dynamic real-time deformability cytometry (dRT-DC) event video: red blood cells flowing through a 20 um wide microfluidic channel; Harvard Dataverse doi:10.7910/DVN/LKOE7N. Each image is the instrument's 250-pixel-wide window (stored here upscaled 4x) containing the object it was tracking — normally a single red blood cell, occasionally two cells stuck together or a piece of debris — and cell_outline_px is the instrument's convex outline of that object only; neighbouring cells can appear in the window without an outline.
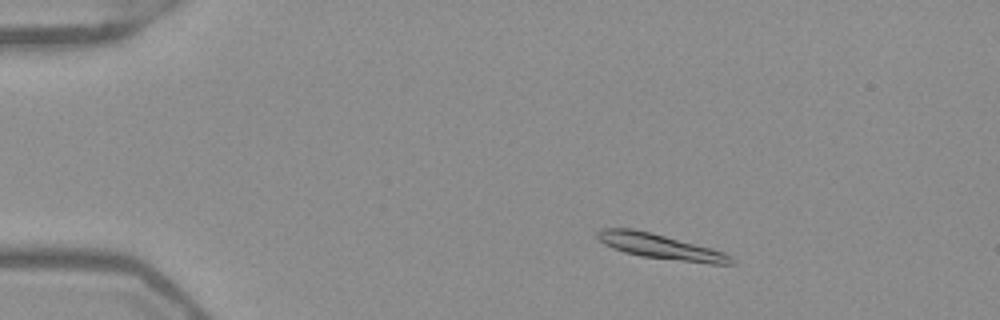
{"species": "Egyptian fruit bat (a non-hibernating species)", "species_latin": "Rousettus aegyptiacus", "temperature_condition": "warm", "stored_images_in_passage": 51, "camera_frame_rate_fps": 3000, "um_per_image_px": 0.085, "frame": {"image": 1, "passage_image": 8, "time_ms": 2.333, "image_size_px": [1000, 320], "cell_outline_px": [[732, 264], [712, 264], [640, 256], [624, 252], [612, 248], [604, 244], [596, 236], [596, 232], [600, 228], [632, 228], [652, 232], [712, 248], [724, 252], [732, 256]], "centroid_in_image_um": [56.1, 20.94], "position_along_channel_um": 28.9, "area_um2": 19.54}}
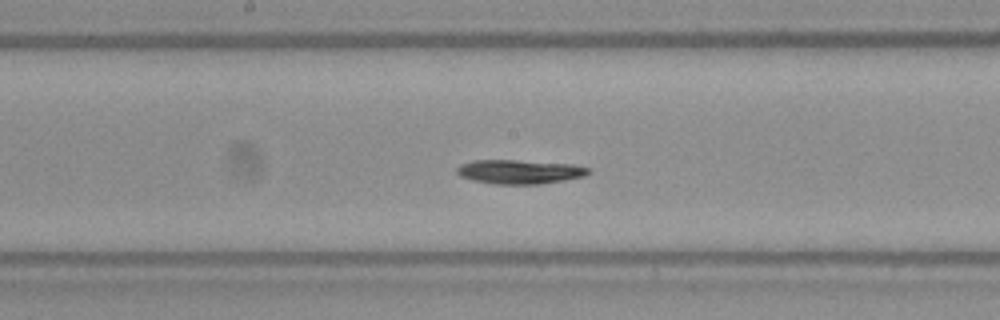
{"frame": {"image": 2, "passage_image": 27, "time_ms": 8.667, "image_size_px": [1000, 320], "cell_outline_px": [[592, 172], [584, 176], [564, 180], [540, 184], [496, 184], [472, 180], [460, 176], [456, 172], [456, 168], [460, 164], [472, 160], [516, 160], [572, 164], [588, 168]], "centroid_in_image_um": [44.14, 14.59], "position_along_channel_um": 204.1, "area_um2": 18.5}}
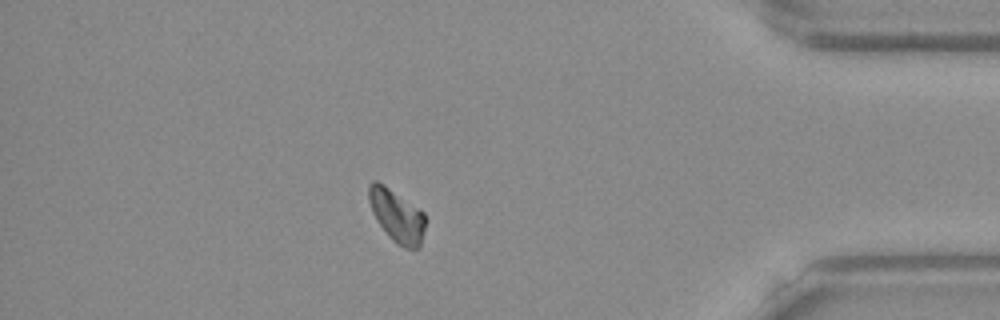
{"frame": {"image": 3, "passage_image": 45, "time_ms": 14.667, "image_size_px": [1000, 320], "cell_outline_px": [[428, 220], [420, 248], [404, 248], [396, 244], [388, 236], [376, 220], [372, 212], [368, 200], [368, 184], [372, 180], [376, 180], [384, 184], [424, 212]], "centroid_in_image_um": [33.75, 18.35], "position_along_channel_um": 401.5, "area_um2": 17.8}, "authors_computed_cell_mechanics": {"area_um2": 18.496, "velocity_mm_per_s": 3.8871, "shape_relaxation_time_tau1_ms": 2.7005, "shape_relaxation_time_tau2_ms": 3.3913, "deformation_change_tau1": 0.1163, "deformation_change_tau2": 0.0676}}